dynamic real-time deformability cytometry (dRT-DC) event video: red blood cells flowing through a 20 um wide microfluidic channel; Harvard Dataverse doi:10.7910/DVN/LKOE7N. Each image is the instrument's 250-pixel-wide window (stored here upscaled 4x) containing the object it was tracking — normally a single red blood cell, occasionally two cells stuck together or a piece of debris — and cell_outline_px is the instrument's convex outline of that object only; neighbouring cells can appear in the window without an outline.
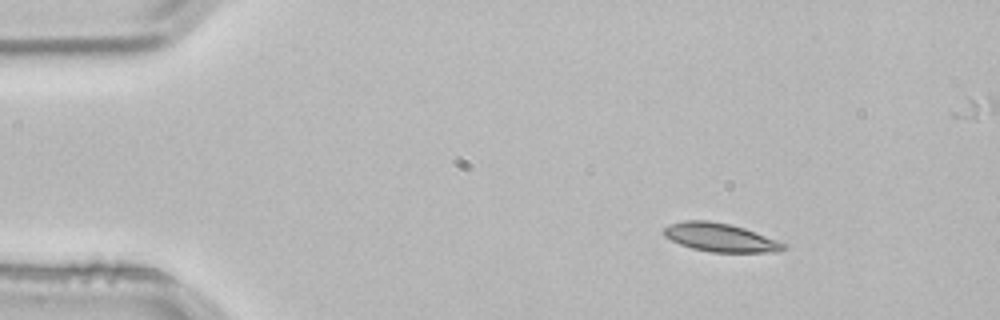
{"species": "common noctule bat (a hibernating species)", "species_latin": "Nyctalus noctula", "temperature_condition": "room temperature", "stored_images_in_passage": 3, "camera_frame_rate_fps": 3000, "um_per_image_px": 0.085, "animal": {"sex": "male", "body_mass_g": 21.5, "forearm_length_mm": 52.0}, "frame": {"image": 1, "passage_image": 1, "time_ms": 0.0, "image_size_px": [1000, 320], "cell_outline_px": [[788, 248], [780, 252], [712, 252], [692, 248], [680, 244], [664, 236], [664, 228], [668, 224], [684, 220], [708, 220], [728, 224], [744, 228], [788, 244]], "centroid_in_image_um": [61.25, 20.19], "position_along_channel_um": 23.7, "area_um2": 19.88}}
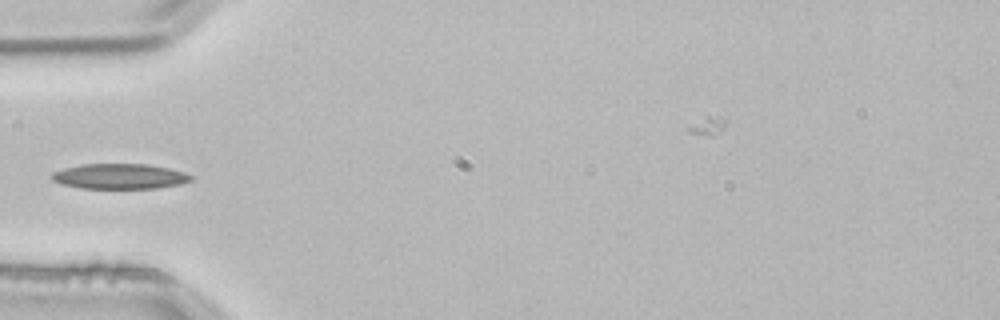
{"frame": {"image": 2, "passage_image": 3, "time_ms": 0.667, "image_size_px": [1000, 320], "cell_outline_px": [[192, 180], [180, 184], [156, 188], [80, 188], [60, 184], [52, 180], [48, 176], [52, 172], [64, 168], [80, 164], [148, 164], [168, 168], [184, 172], [192, 176]], "centroid_in_image_um": [10.11, 14.98], "position_along_channel_um": 74.9, "area_um2": 20.58}}